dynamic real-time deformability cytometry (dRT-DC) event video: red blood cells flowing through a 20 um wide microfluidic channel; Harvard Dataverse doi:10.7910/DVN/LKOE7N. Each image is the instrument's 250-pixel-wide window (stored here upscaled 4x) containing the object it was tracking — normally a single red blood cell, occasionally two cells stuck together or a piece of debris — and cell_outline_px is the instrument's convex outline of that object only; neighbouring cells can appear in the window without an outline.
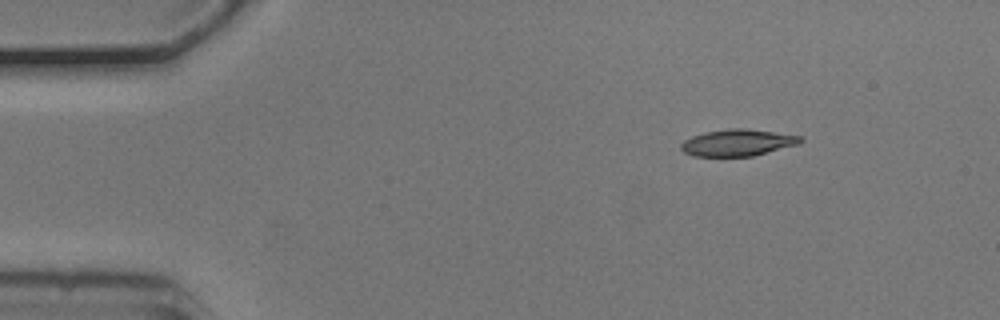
{"species": "common noctule bat (a hibernating species)", "species_latin": "Nyctalus noctula", "temperature_condition": "cold", "stored_images_in_passage": 48, "camera_frame_rate_fps": 3000, "um_per_image_px": 0.085, "animal": {"sex": "male", "body_mass_g": 20.5, "forearm_length_mm": 52.5}, "frame": {"image": 1, "passage_image": 1, "time_ms": 0.0, "image_size_px": [1000, 320], "cell_outline_px": [[804, 140], [800, 144], [752, 156], [692, 156], [684, 152], [680, 148], [680, 144], [684, 140], [692, 136], [704, 132], [732, 128], [744, 128], [800, 136]], "centroid_in_image_um": [62.68, 12.13], "position_along_channel_um": 22.3, "area_um2": 18.5}}
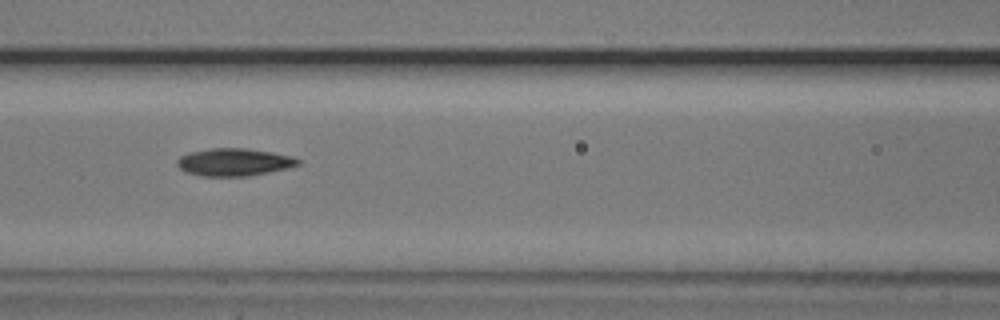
{"frame": {"image": 2, "passage_image": 17, "time_ms": 5.333, "image_size_px": [1000, 320], "cell_outline_px": [[300, 164], [288, 168], [248, 176], [200, 176], [184, 172], [176, 164], [176, 160], [180, 156], [188, 152], [212, 148], [248, 148], [272, 152], [292, 156], [300, 160]], "centroid_in_image_um": [19.87, 13.78], "position_along_channel_um": 146.7, "area_um2": 19.59}}
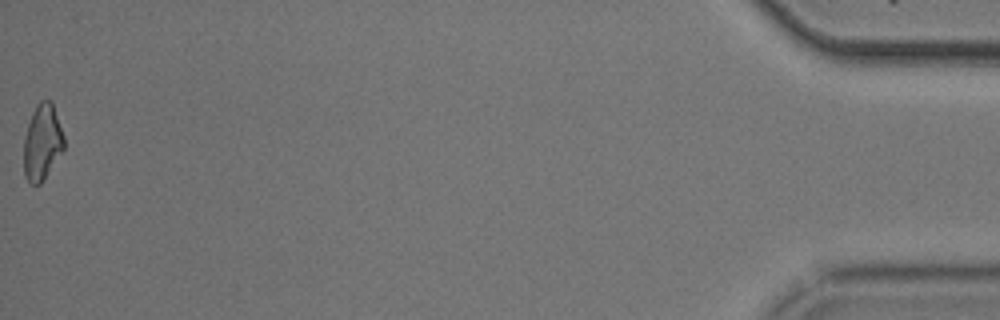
{"frame": {"image": 3, "passage_image": 48, "time_ms": 15.667, "image_size_px": [1000, 320], "cell_outline_px": [[64, 148], [40, 184], [32, 184], [24, 176], [24, 136], [32, 112], [36, 104], [40, 100], [52, 100], [64, 136]], "centroid_in_image_um": [3.58, 12.05], "position_along_channel_um": 431.6, "area_um2": 17.69}, "authors_computed_cell_mechanics": {"area_um2": 18.8428, "velocity_mm_per_s": 3.7227, "shape_relaxation_time_tau1_ms": 2.0578, "shape_relaxation_time_tau2_ms": 4.0447, "deformation_change_tau1": 0.1076, "deformation_change_tau2": 0.1042}}